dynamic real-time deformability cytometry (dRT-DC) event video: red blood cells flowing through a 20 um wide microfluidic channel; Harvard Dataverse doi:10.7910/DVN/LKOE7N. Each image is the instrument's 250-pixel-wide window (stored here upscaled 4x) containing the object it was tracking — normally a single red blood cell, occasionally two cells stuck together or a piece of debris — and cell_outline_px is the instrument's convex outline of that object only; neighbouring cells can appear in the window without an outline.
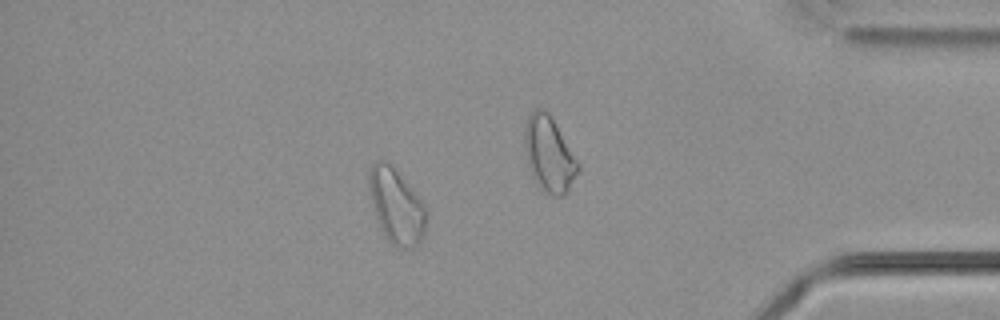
{"species": "common noctule bat (a hibernating species)", "species_latin": "Nyctalus noctula", "temperature_condition": "cold", "stored_images_in_passage": 58, "camera_frame_rate_fps": 3000, "um_per_image_px": 0.085, "animal": {"sex": "male", "body_mass_g": 21.5, "forearm_length_mm": 52.0}, "frame": {"image": 1, "passage_image": 50, "time_ms": 16.333, "image_size_px": [1000, 320], "cell_outline_px": [[428, 212], [424, 236], [416, 244], [404, 248], [396, 248], [388, 240], [380, 228], [376, 216], [368, 184], [368, 168], [376, 160], [384, 160], [392, 164], [412, 188], [428, 208]], "centroid_in_image_um": [33.7, 17.47], "position_along_channel_um": 401.5, "area_um2": 25.2}}